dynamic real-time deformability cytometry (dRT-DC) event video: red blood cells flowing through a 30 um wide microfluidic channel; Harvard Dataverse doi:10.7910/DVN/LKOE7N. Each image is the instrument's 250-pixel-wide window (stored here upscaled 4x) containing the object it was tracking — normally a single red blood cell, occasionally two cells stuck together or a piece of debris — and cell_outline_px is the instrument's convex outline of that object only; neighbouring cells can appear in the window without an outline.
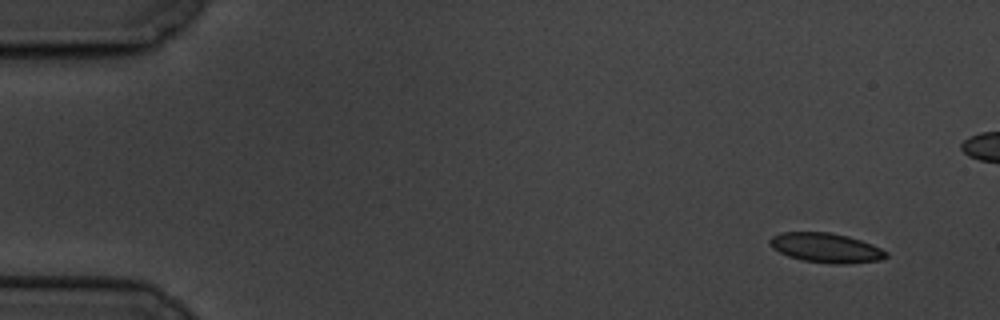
{"species": "common noctule bat (a hibernating species)", "species_latin": "Nyctalus noctula", "temperature_condition": "cold", "stored_images_in_passage": 6, "segment_of_instrument_passage": [2, 2], "camera_frame_rate_fps": 3000, "um_per_image_px": 0.085, "animal": {"sex": "male", "body_mass_g": 19.5, "forearm_length_mm": 54.6}, "frame": {"image": 1, "passage_image": 6, "time_ms": 6.667, "image_size_px": [1000, 320], "cell_outline_px": [[888, 256], [880, 260], [848, 264], [832, 264], [804, 260], [788, 256], [772, 248], [768, 240], [772, 236], [780, 232], [828, 232], [848, 236], [872, 244], [888, 252]], "centroid_in_image_um": [70.21, 21.06], "position_along_channel_um": 14.8, "area_um2": 20.06}}